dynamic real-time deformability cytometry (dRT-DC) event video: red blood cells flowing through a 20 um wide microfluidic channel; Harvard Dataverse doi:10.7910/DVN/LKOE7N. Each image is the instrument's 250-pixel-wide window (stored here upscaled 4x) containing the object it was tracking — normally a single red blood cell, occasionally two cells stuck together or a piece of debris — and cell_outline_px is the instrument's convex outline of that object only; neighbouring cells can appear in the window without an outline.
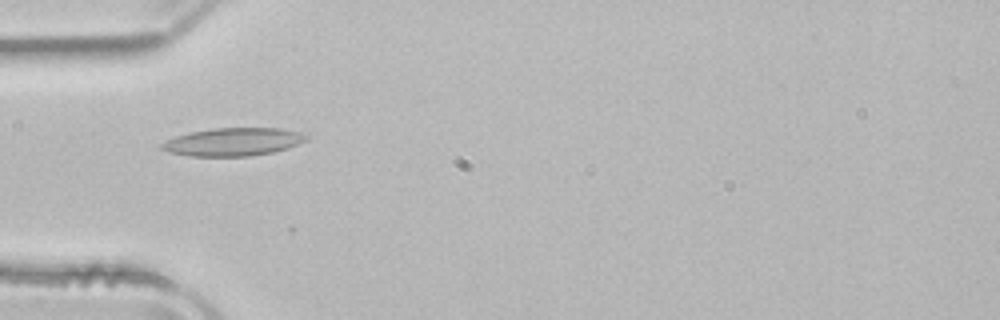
{"species": "common noctule bat (a hibernating species)", "species_latin": "Nyctalus noctula", "temperature_condition": "room temperature", "stored_images_in_passage": 15, "camera_frame_rate_fps": 3000, "um_per_image_px": 0.085, "animal": {"sex": "male", "body_mass_g": 21.5, "forearm_length_mm": 52.0}, "frame": {"image": 1, "passage_image": 2, "time_ms": 0.333, "image_size_px": [1000, 320], "cell_outline_px": [[308, 140], [288, 148], [272, 152], [248, 156], [188, 156], [168, 152], [160, 148], [160, 144], [176, 136], [188, 132], [212, 128], [280, 128], [300, 132], [308, 136]], "centroid_in_image_um": [19.81, 12.05], "position_along_channel_um": 65.2, "area_um2": 23.64}}
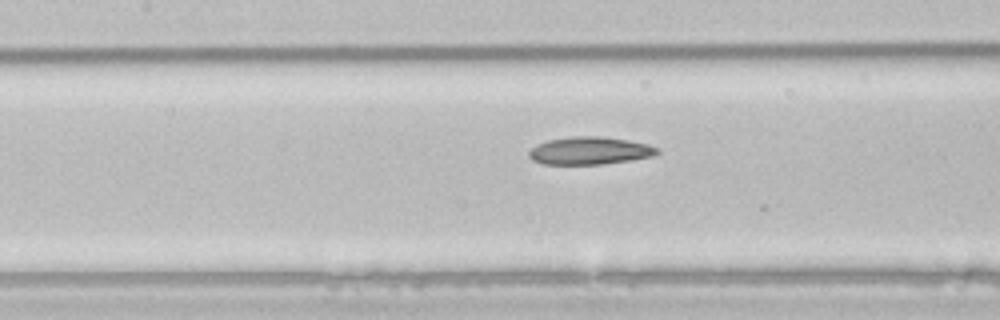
{"frame": {"image": 2, "passage_image": 9, "time_ms": 2.667, "image_size_px": [1000, 320], "cell_outline_px": [[660, 152], [652, 156], [628, 160], [600, 164], [544, 164], [532, 160], [528, 156], [528, 152], [536, 144], [548, 140], [572, 136], [604, 136], [628, 140], [648, 144], [660, 148]], "centroid_in_image_um": [50.12, 12.8], "position_along_channel_um": 157.3, "area_um2": 20.69}}
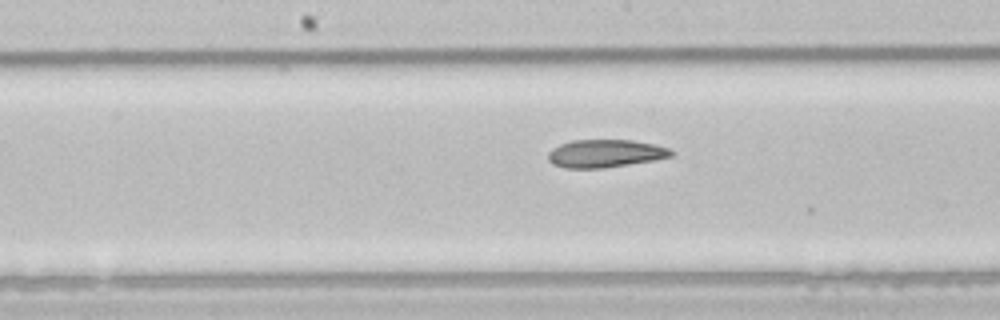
{"frame": {"image": 3, "passage_image": 12, "time_ms": 3.667, "image_size_px": [1000, 320], "cell_outline_px": [[676, 152], [672, 156], [652, 160], [604, 168], [564, 168], [552, 164], [548, 160], [548, 152], [552, 148], [560, 144], [572, 140], [632, 140], [656, 144], [668, 148]], "centroid_in_image_um": [51.43, 13.04], "position_along_channel_um": 196.8, "area_um2": 20.06}}